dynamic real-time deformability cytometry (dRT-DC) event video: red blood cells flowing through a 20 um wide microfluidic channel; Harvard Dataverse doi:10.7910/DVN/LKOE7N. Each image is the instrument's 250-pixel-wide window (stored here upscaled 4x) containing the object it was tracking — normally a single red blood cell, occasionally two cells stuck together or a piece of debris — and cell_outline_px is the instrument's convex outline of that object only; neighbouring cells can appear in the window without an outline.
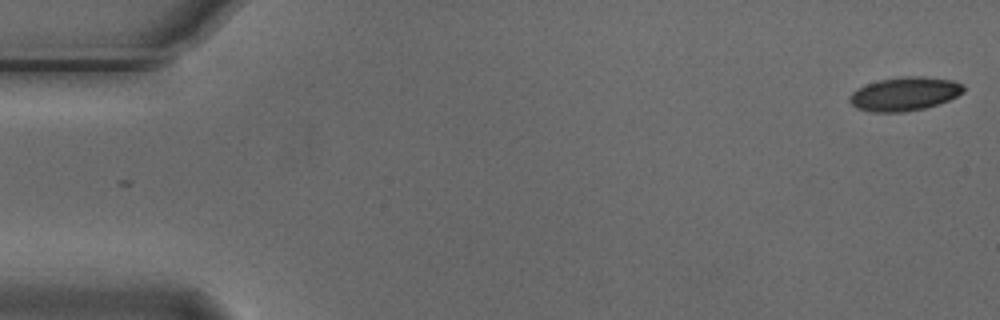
{"species": "Egyptian fruit bat (a non-hibernating species)", "species_latin": "Rousettus aegyptiacus", "temperature_condition": "cold", "stored_images_in_passage": 4, "camera_frame_rate_fps": 3000, "um_per_image_px": 0.085, "animal": {"sex": "male"}, "frame": {"image": 1, "passage_image": 1, "time_ms": 0.0, "image_size_px": [1000, 320], "cell_outline_px": [[964, 92], [948, 100], [924, 108], [904, 112], [872, 112], [856, 108], [848, 100], [848, 96], [856, 88], [880, 80], [900, 76], [924, 76], [952, 80], [964, 84]], "centroid_in_image_um": [76.87, 7.97], "position_along_channel_um": 8.1, "area_um2": 22.43}}